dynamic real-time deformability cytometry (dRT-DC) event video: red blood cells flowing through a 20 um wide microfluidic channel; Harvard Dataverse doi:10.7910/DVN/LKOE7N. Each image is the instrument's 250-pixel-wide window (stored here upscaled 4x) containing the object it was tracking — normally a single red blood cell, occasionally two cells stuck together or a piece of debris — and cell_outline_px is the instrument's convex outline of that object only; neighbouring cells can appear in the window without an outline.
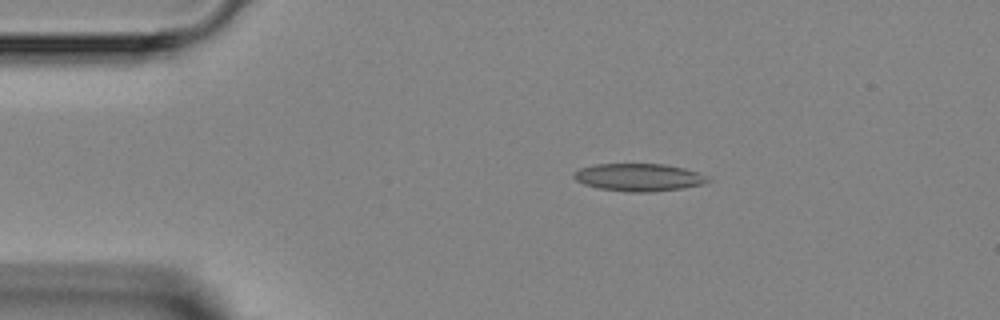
{"species": "Egyptian fruit bat (a non-hibernating species)", "species_latin": "Rousettus aegyptiacus", "temperature_condition": "room temperature", "stored_images_in_passage": 2, "camera_frame_rate_fps": 3000, "um_per_image_px": 0.085, "animal": {"sex": "female"}, "frame": {"image": 1, "passage_image": 1, "time_ms": 0.0, "image_size_px": [1000, 320], "cell_outline_px": [[712, 180], [704, 184], [684, 188], [648, 192], [628, 192], [600, 188], [584, 184], [576, 180], [572, 176], [580, 168], [596, 164], [664, 164], [684, 168], [696, 172]], "centroid_in_image_um": [54.3, 15.07], "position_along_channel_um": 30.7, "area_um2": 21.39}}